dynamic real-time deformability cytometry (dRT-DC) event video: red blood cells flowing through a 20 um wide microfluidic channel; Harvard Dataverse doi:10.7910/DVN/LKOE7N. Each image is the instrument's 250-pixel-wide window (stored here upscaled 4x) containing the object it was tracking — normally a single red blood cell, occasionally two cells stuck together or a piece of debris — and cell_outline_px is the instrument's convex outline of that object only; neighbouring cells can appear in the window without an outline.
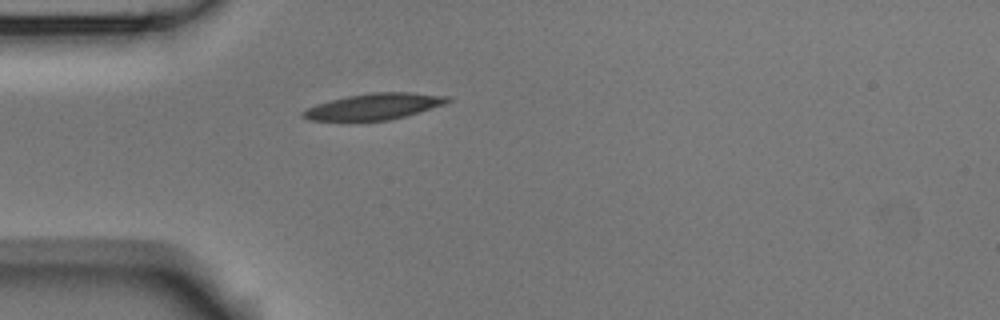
{"species": "Egyptian fruit bat (a non-hibernating species)", "species_latin": "Rousettus aegyptiacus", "temperature_condition": "room temperature", "stored_images_in_passage": 5, "camera_frame_rate_fps": 3000, "um_per_image_px": 0.085, "animal": {"sex": "male"}, "frame": {"image": 1, "passage_image": 5, "time_ms": 1.333, "image_size_px": [1000, 320], "cell_outline_px": [[452, 100], [444, 104], [404, 116], [388, 120], [308, 120], [300, 116], [300, 112], [316, 104], [348, 96], [372, 92], [408, 92], [452, 96]], "centroid_in_image_um": [31.8, 9.04], "position_along_channel_um": 53.2, "area_um2": 21.79}}